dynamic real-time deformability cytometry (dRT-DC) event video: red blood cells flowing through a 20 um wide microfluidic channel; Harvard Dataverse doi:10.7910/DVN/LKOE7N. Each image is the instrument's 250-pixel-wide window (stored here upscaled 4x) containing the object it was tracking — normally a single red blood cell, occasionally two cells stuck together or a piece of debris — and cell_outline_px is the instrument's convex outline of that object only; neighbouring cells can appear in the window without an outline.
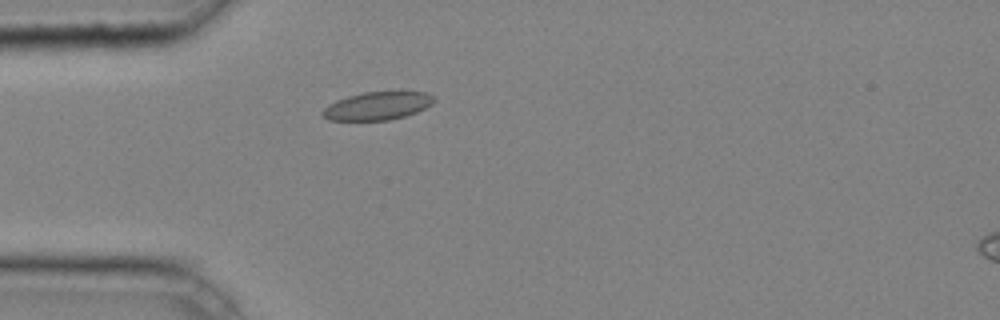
{"species": "common noctule bat (a hibernating species)", "species_latin": "Nyctalus noctula", "temperature_condition": "cold", "stored_images_in_passage": 28, "camera_frame_rate_fps": 3000, "um_per_image_px": 0.085, "animal": {"sex": "male", "body_mass_g": 20.4}, "frame": {"image": 1, "passage_image": 1, "time_ms": 0.0, "image_size_px": [1000, 320], "cell_outline_px": [[436, 100], [432, 104], [416, 112], [404, 116], [388, 120], [328, 120], [320, 112], [328, 104], [336, 100], [348, 96], [364, 92], [400, 88], [428, 92], [436, 96]], "centroid_in_image_um": [32.17, 8.93], "position_along_channel_um": 52.8, "area_um2": 19.13}}
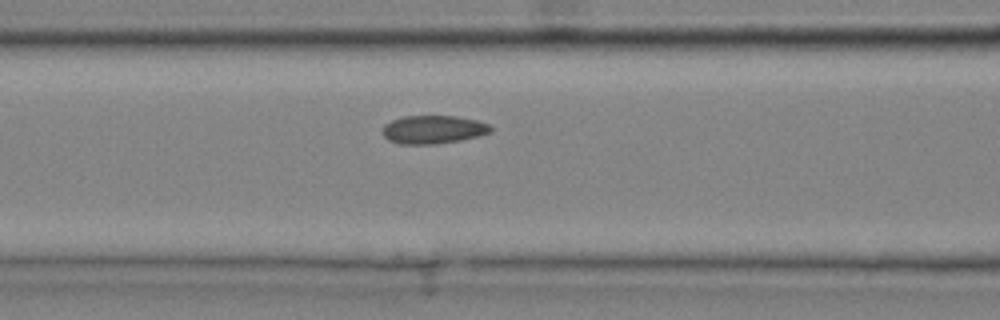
{"frame": {"image": 2, "passage_image": 7, "time_ms": 2.0, "image_size_px": [1000, 320], "cell_outline_px": [[492, 132], [480, 136], [460, 140], [436, 144], [400, 144], [388, 140], [384, 136], [384, 124], [392, 120], [404, 116], [456, 116], [476, 120], [488, 124], [492, 128]], "centroid_in_image_um": [36.84, 11.01], "position_along_channel_um": 129.8, "area_um2": 17.8}}
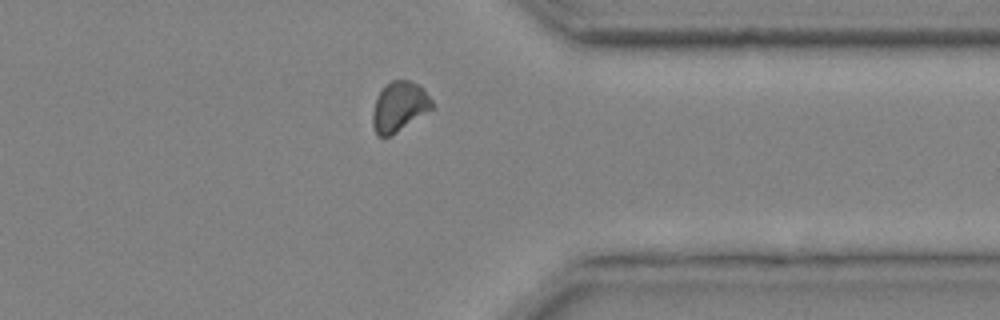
{"frame": {"image": 3, "passage_image": 25, "time_ms": 8.0, "image_size_px": [1000, 320], "cell_outline_px": [[436, 108], [396, 132], [388, 136], [376, 136], [372, 124], [372, 112], [376, 96], [392, 80], [408, 80], [424, 88], [432, 100]], "centroid_in_image_um": [33.96, 9.07], "position_along_channel_um": 377.4, "area_um2": 17.4}, "authors_computed_cell_mechanics": {"area_um2": 17.3689, "velocity_mm_per_s": 4.223, "shape_relaxation_time_tau1_ms": null, "shape_relaxation_time_tau2_ms": 1.5765, "deformation_change_tau1": null, "deformation_change_tau2": 0.065}}